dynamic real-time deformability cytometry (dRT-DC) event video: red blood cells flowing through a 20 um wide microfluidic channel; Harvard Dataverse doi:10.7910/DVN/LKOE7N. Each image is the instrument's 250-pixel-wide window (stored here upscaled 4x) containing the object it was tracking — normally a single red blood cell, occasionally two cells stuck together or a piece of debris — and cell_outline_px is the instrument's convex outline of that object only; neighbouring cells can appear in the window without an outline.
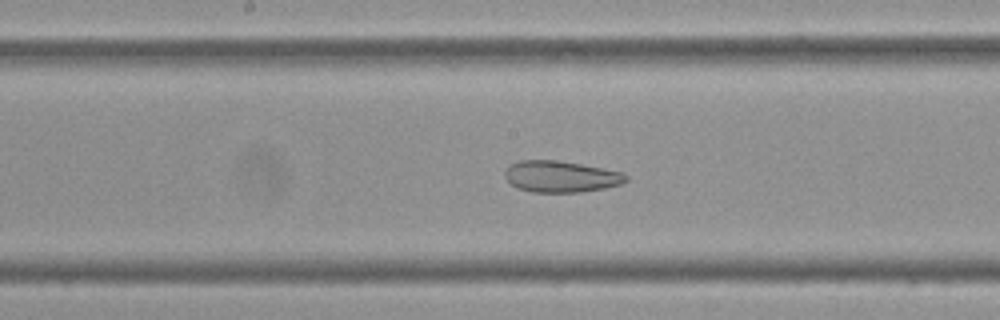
{"species": "Egyptian fruit bat (a non-hibernating species)", "species_latin": "Rousettus aegyptiacus", "temperature_condition": "cold", "stored_images_in_passage": 54, "camera_frame_rate_fps": 3000, "um_per_image_px": 0.085, "frame": {"image": 1, "passage_image": 25, "time_ms": 8.0, "image_size_px": [1000, 320], "cell_outline_px": [[628, 180], [620, 184], [604, 188], [580, 192], [532, 192], [516, 188], [504, 176], [504, 172], [512, 164], [520, 160], [556, 160], [580, 164], [620, 172], [628, 176]], "centroid_in_image_um": [47.65, 15.01], "position_along_channel_um": 200.6, "area_um2": 21.91}}
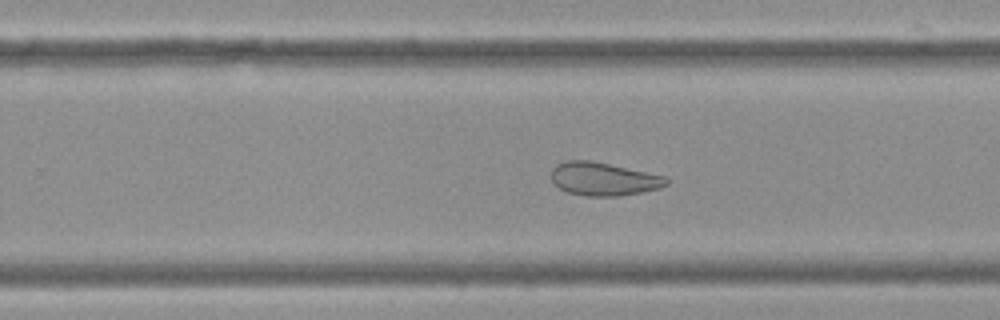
{"frame": {"image": 2, "passage_image": 32, "time_ms": 10.333, "image_size_px": [1000, 320], "cell_outline_px": [[668, 184], [660, 188], [620, 196], [584, 196], [568, 192], [560, 188], [552, 180], [552, 168], [556, 164], [564, 160], [588, 160], [608, 164], [664, 176], [668, 180]], "centroid_in_image_um": [51.27, 15.21], "position_along_channel_um": 278.5, "area_um2": 22.02}}
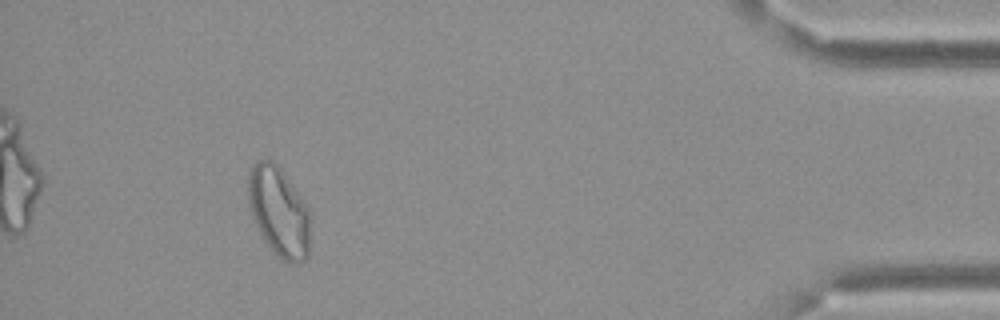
{"frame": {"image": 3, "passage_image": 49, "time_ms": 16.0, "image_size_px": [1000, 320], "cell_outline_px": [[312, 212], [308, 256], [304, 260], [292, 264], [284, 260], [264, 240], [252, 216], [248, 200], [248, 172], [252, 164], [256, 160], [272, 160], [280, 168]], "centroid_in_image_um": [23.73, 17.97], "position_along_channel_um": 411.5, "area_um2": 32.54}, "authors_computed_cell_mechanics": {"area_um2": 28.5532, "velocity_mm_per_s": 3.3492, "shape_relaxation_time_tau1_ms": null, "shape_relaxation_time_tau2_ms": 2.7824, "deformation_change_tau1": null, "deformation_change_tau2": 0.099}}